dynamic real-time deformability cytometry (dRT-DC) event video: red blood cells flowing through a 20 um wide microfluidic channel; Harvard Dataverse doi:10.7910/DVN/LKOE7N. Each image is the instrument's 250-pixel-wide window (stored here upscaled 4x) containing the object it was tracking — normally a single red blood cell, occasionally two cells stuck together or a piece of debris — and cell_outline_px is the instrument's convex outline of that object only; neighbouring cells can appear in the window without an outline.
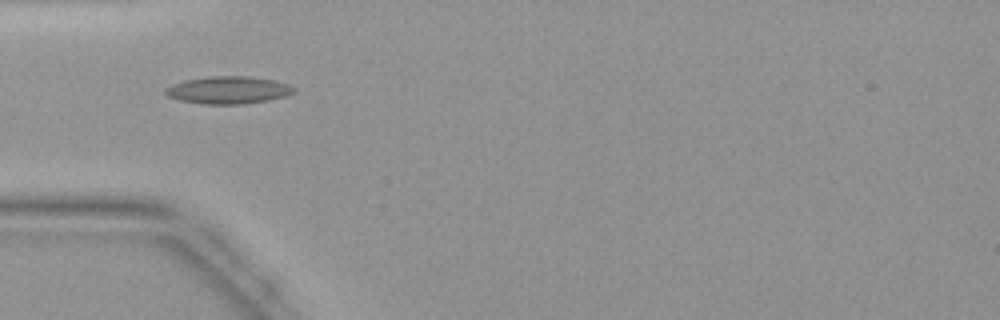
{"species": "common noctule bat (a hibernating species)", "species_latin": "Nyctalus noctula", "temperature_condition": "warm", "stored_images_in_passage": 31, "camera_frame_rate_fps": 3000, "um_per_image_px": 0.085, "animal": {"sex": "female", "body_mass_g": 19.9}, "frame": {"image": 1, "passage_image": 1, "time_ms": 0.0, "image_size_px": [1000, 320], "cell_outline_px": [[296, 92], [284, 96], [268, 100], [244, 104], [204, 104], [180, 100], [168, 96], [164, 92], [164, 88], [172, 84], [184, 80], [208, 76], [248, 76], [272, 80], [288, 84], [296, 88]], "centroid_in_image_um": [19.39, 7.65], "position_along_channel_um": 65.6, "area_um2": 20.58}}
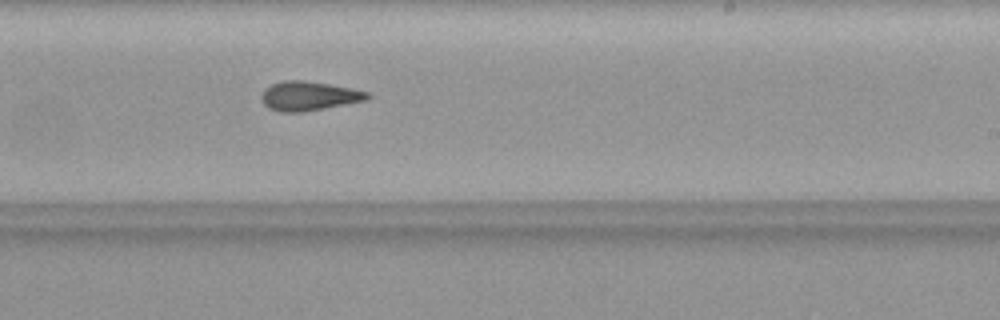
{"frame": {"image": 2, "passage_image": 14, "time_ms": 4.333, "image_size_px": [1000, 320], "cell_outline_px": [[372, 96], [368, 100], [304, 112], [280, 112], [268, 108], [260, 100], [260, 96], [264, 88], [272, 84], [284, 80], [304, 80], [328, 84], [368, 92]], "centroid_in_image_um": [26.22, 8.17], "position_along_channel_um": 262.8, "area_um2": 18.15}}
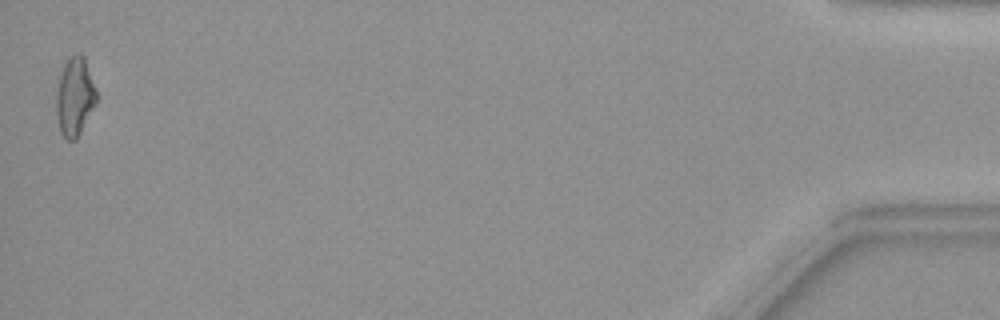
{"frame": {"image": 3, "passage_image": 31, "time_ms": 10.0, "image_size_px": [1000, 320], "cell_outline_px": [[96, 104], [76, 140], [68, 140], [60, 132], [56, 116], [56, 92], [60, 76], [64, 64], [76, 52], [80, 52], [84, 56], [96, 92]], "centroid_in_image_um": [6.34, 8.23], "position_along_channel_um": 428.9, "area_um2": 18.21}}